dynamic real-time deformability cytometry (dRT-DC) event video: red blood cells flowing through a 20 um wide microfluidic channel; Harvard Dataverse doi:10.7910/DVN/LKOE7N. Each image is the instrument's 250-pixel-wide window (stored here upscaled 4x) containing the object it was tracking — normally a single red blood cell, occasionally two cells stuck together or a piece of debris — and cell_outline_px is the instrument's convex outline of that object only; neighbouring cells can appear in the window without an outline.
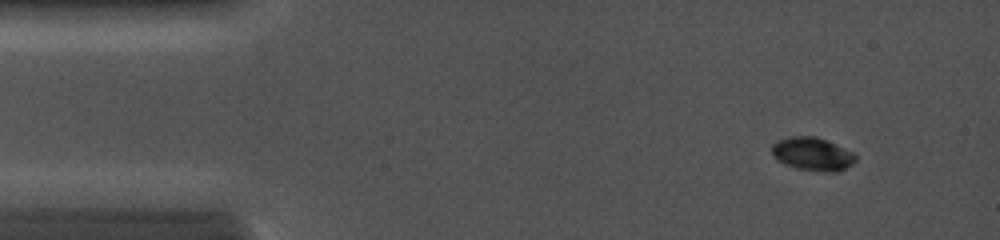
{"species": "common noctule bat (a hibernating species)", "species_latin": "Nyctalus noctula", "temperature_condition": "cold", "stored_images_in_passage": 53, "camera_frame_rate_fps": 5000, "um_per_image_px": 0.085, "animal": {"sex": "female", "body_mass_g": 19.0, "forearm_length_mm": 56.7}, "frame": {"image": 1, "passage_image": 7, "time_ms": 1.2, "image_size_px": [1000, 240], "cell_outline_px": [[856, 160], [852, 164], [840, 172], [828, 172], [796, 168], [784, 164], [776, 160], [772, 156], [772, 144], [776, 140], [792, 136], [816, 136], [844, 148], [852, 152], [856, 156]], "centroid_in_image_um": [69.03, 13.09], "position_along_channel_um": 16.0, "area_um2": 16.3}}
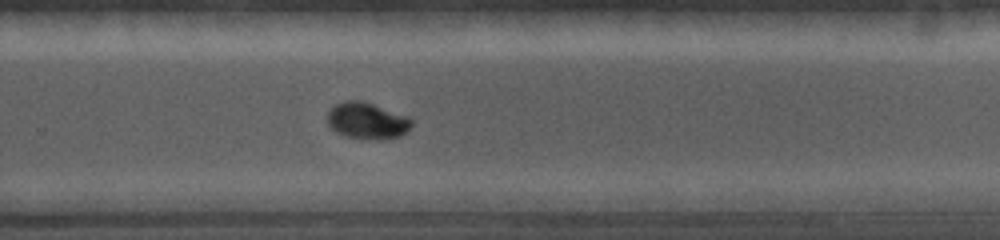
{"frame": {"image": 2, "passage_image": 38, "time_ms": 9.6, "image_size_px": [1000, 240], "cell_outline_px": [[412, 124], [400, 136], [380, 140], [344, 136], [336, 132], [328, 124], [328, 112], [336, 104], [344, 100], [360, 100], [408, 116], [412, 120]], "centroid_in_image_um": [31.19, 10.26], "position_along_channel_um": 298.6, "area_um2": 17.69}}
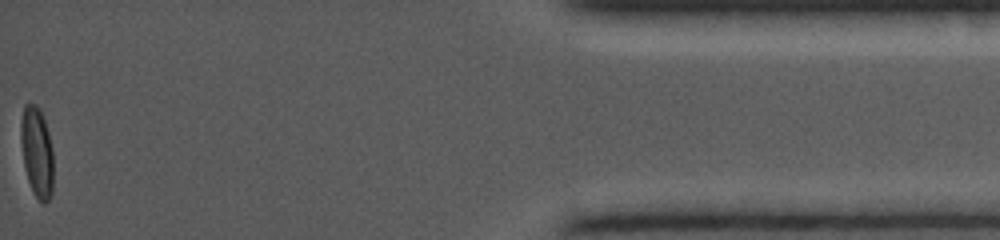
{"frame": {"image": 3, "passage_image": 53, "time_ms": 14.2, "image_size_px": [1000, 240], "cell_outline_px": [[52, 192], [48, 200], [44, 204], [40, 204], [32, 192], [24, 168], [20, 140], [20, 120], [24, 104], [36, 104], [40, 108], [48, 132], [52, 148]], "centroid_in_image_um": [3.11, 12.93], "position_along_channel_um": 432.1, "area_um2": 17.4}}